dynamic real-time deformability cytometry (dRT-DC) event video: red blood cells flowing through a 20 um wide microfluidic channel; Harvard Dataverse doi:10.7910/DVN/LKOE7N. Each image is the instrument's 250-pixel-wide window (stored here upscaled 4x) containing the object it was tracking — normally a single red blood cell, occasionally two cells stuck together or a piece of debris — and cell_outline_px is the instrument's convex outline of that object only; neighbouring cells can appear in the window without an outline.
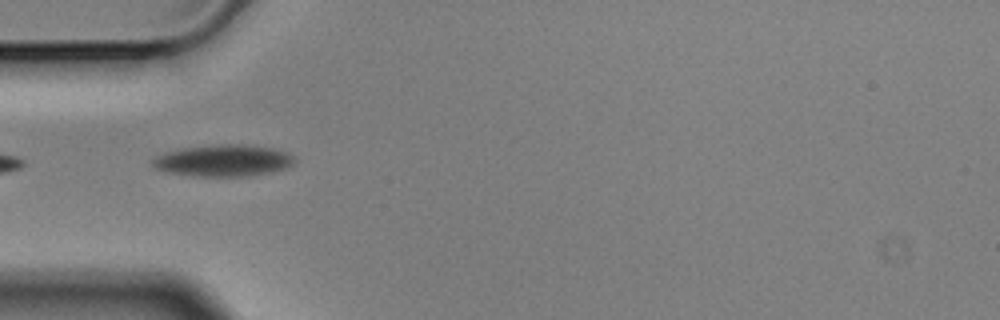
{"species": "Egyptian fruit bat (a non-hibernating species)", "species_latin": "Rousettus aegyptiacus", "temperature_condition": "cold", "stored_images_in_passage": 5, "camera_frame_rate_fps": 3000, "um_per_image_px": 0.085, "animal": {"sex": "male"}, "frame": {"image": 1, "passage_image": 2, "time_ms": 0.333, "image_size_px": [1000, 320], "cell_outline_px": [[296, 160], [288, 168], [272, 172], [248, 176], [192, 176], [168, 172], [156, 168], [152, 164], [152, 160], [156, 156], [164, 152], [180, 148], [216, 144], [252, 144], [272, 148], [288, 152], [296, 156]], "centroid_in_image_um": [19.03, 13.63], "position_along_channel_um": 66.0, "area_um2": 26.65}}
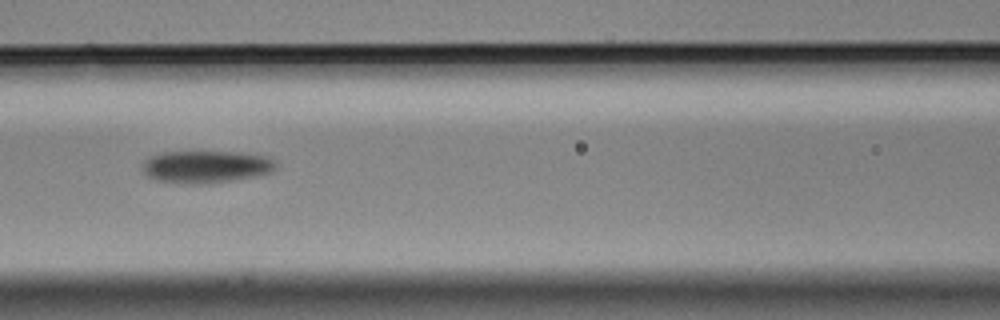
{"frame": {"image": 2, "passage_image": 4, "time_ms": 1.0, "image_size_px": [1000, 320], "cell_outline_px": [[276, 168], [272, 172], [252, 176], [228, 180], [160, 180], [148, 176], [144, 172], [144, 164], [152, 156], [164, 152], [244, 152], [268, 156], [276, 160]], "centroid_in_image_um": [17.65, 14.09], "position_along_channel_um": 149.0, "area_um2": 23.52}}
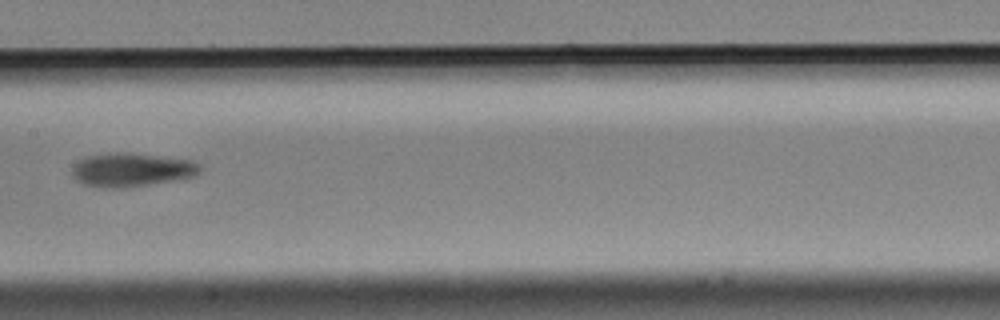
{"frame": {"image": 3, "passage_image": 5, "time_ms": 1.333, "image_size_px": [1000, 320], "cell_outline_px": [[204, 168], [200, 172], [192, 176], [180, 180], [120, 188], [104, 188], [80, 184], [72, 176], [72, 168], [80, 160], [88, 156], [108, 152], [128, 152], [192, 160], [200, 164]], "centroid_in_image_um": [11.2, 14.43], "position_along_channel_um": 196.2, "area_um2": 25.43}}